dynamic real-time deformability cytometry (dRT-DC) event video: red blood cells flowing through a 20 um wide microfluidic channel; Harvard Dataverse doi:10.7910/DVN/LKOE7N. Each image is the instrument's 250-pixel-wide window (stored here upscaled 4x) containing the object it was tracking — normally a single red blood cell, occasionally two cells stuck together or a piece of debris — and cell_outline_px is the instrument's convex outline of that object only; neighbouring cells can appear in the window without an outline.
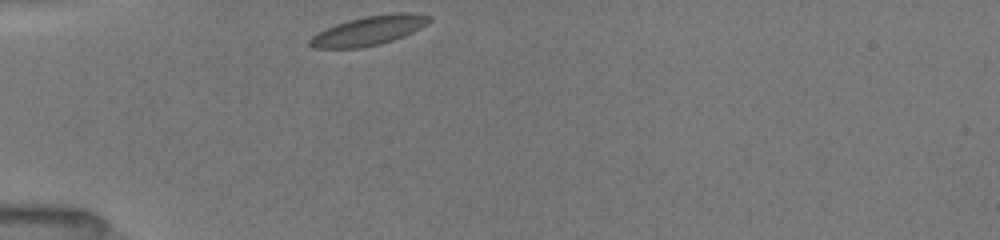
{"species": "common noctule bat (a hibernating species)", "species_latin": "Nyctalus noctula", "temperature_condition": "room temperature", "stored_images_in_passage": 22, "camera_frame_rate_fps": 3000, "um_per_image_px": 0.085, "animal": {"sex": "female", "body_mass_g": 19.5, "forearm_length_mm": 54.1}, "frame": {"image": 1, "passage_image": 1, "time_ms": 0.0, "image_size_px": [1000, 240], "cell_outline_px": [[432, 20], [428, 24], [404, 36], [380, 44], [360, 48], [312, 48], [308, 44], [308, 40], [312, 36], [336, 24], [348, 20], [364, 16], [392, 12], [412, 12], [432, 16]], "centroid_in_image_um": [31.4, 2.58], "position_along_channel_um": 53.6, "area_um2": 20.52}}
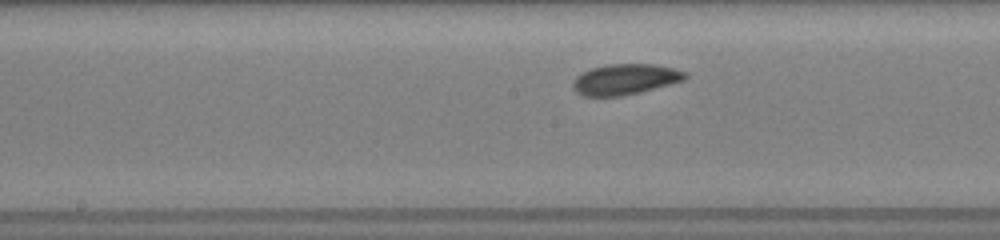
{"frame": {"image": 2, "passage_image": 8, "time_ms": 4.0, "image_size_px": [1000, 240], "cell_outline_px": [[688, 76], [684, 80], [640, 92], [620, 96], [584, 96], [576, 92], [572, 88], [572, 80], [576, 76], [592, 68], [608, 64], [656, 64], [688, 72]], "centroid_in_image_um": [53.13, 6.74], "position_along_channel_um": 195.1, "area_um2": 20.06}}
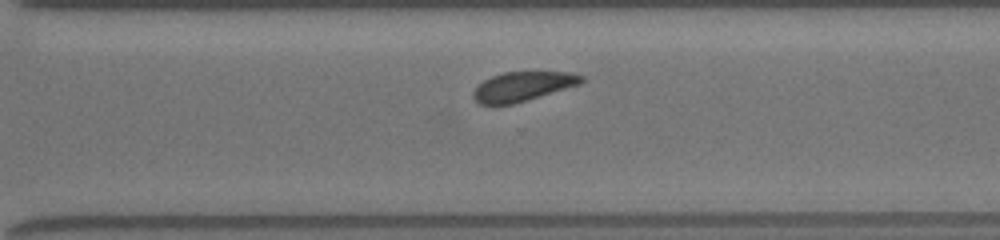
{"frame": {"image": 3, "passage_image": 19, "time_ms": 7.333, "image_size_px": [1000, 240], "cell_outline_px": [[584, 80], [580, 84], [512, 104], [480, 104], [472, 96], [472, 92], [484, 80], [492, 76], [504, 72], [536, 68], [572, 72], [584, 76]], "centroid_in_image_um": [44.5, 7.26], "position_along_channel_um": 326.1, "area_um2": 19.19}}